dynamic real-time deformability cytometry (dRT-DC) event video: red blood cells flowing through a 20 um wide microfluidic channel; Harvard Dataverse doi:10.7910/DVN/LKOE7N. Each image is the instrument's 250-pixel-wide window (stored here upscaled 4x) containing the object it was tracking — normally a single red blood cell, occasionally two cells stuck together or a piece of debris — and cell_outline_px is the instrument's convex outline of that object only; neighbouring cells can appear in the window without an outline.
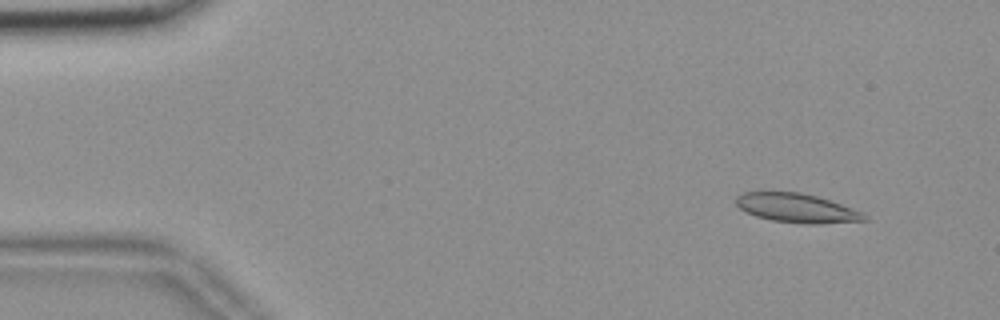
{"species": "common noctule bat (a hibernating species)", "species_latin": "Nyctalus noctula", "temperature_condition": "room temperature", "stored_images_in_passage": 54, "camera_frame_rate_fps": 3000, "um_per_image_px": 0.085, "animal": {"sex": "female", "body_mass_g": 18.4}, "frame": {"image": 1, "passage_image": 4, "time_ms": 1.0, "image_size_px": [1000, 320], "cell_outline_px": [[868, 220], [820, 224], [808, 224], [772, 220], [756, 216], [744, 212], [736, 204], [736, 196], [744, 192], [800, 192], [816, 196], [864, 212], [868, 216]], "centroid_in_image_um": [67.73, 17.69], "position_along_channel_um": 17.3, "area_um2": 21.68}}
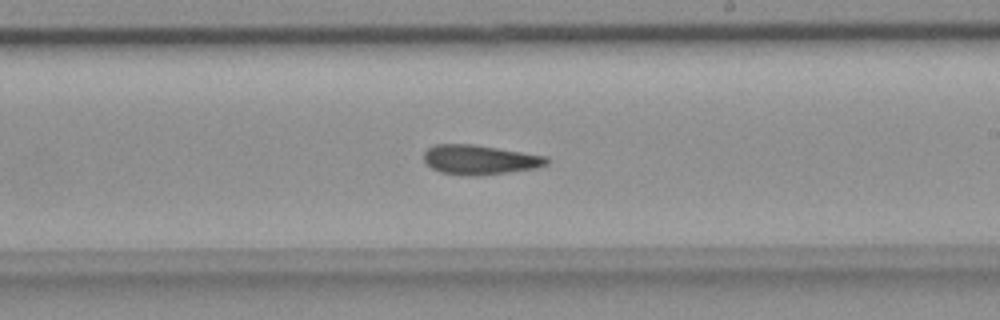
{"frame": {"image": 2, "passage_image": 31, "time_ms": 10.0, "image_size_px": [1000, 320], "cell_outline_px": [[548, 164], [536, 168], [508, 172], [472, 176], [440, 172], [432, 168], [424, 160], [424, 152], [432, 144], [472, 144], [548, 156]], "centroid_in_image_um": [40.78, 13.57], "position_along_channel_um": 248.2, "area_um2": 21.04}}
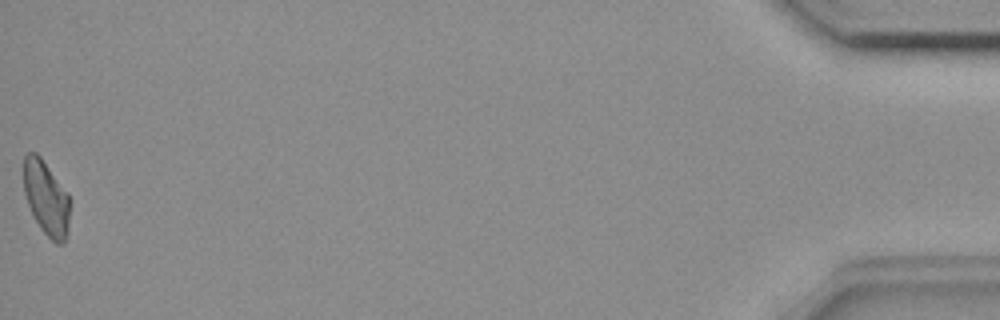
{"frame": {"image": 3, "passage_image": 54, "time_ms": 17.667, "image_size_px": [1000, 320], "cell_outline_px": [[68, 232], [64, 244], [56, 244], [40, 228], [32, 216], [24, 192], [24, 156], [28, 152], [36, 152], [40, 156], [68, 192]], "centroid_in_image_um": [3.92, 16.84], "position_along_channel_um": 431.3, "area_um2": 20.0}, "authors_computed_cell_mechanics": {"area_um2": 21.2993, "velocity_mm_per_s": 3.6716, "shape_relaxation_time_tau1_ms": null, "shape_relaxation_time_tau2_ms": 5.1648, "deformation_change_tau1": null, "deformation_change_tau2": 0.1296}}